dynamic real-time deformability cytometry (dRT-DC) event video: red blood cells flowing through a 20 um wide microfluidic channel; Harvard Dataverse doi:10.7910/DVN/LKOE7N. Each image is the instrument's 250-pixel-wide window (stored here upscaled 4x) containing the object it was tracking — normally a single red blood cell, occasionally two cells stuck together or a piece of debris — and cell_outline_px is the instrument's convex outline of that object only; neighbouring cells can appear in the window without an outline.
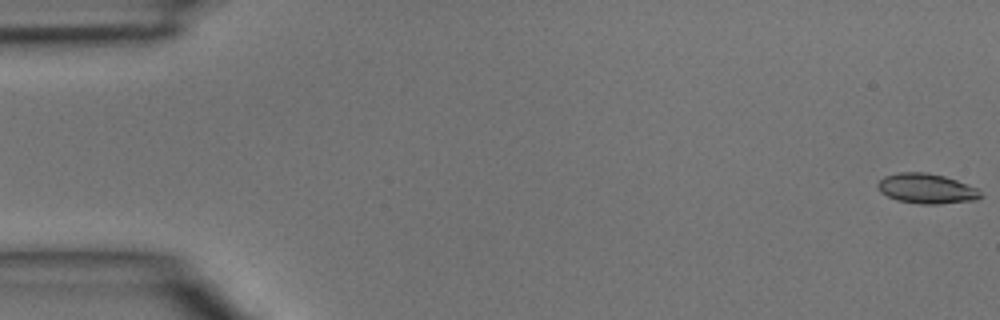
{"species": "common noctule bat (a hibernating species)", "species_latin": "Nyctalus noctula", "temperature_condition": "room temperature", "stored_images_in_passage": 45, "camera_frame_rate_fps": 3000, "um_per_image_px": 0.085, "animal": {"sex": "male", "body_mass_g": 15.6}, "frame": {"image": 1, "passage_image": 1, "time_ms": 0.0, "image_size_px": [1000, 320], "cell_outline_px": [[984, 196], [976, 200], [936, 204], [920, 204], [896, 200], [880, 192], [876, 188], [876, 184], [884, 176], [900, 172], [924, 172], [944, 176], [980, 188]], "centroid_in_image_um": [78.78, 16.03], "position_along_channel_um": 6.2, "area_um2": 18.21}}
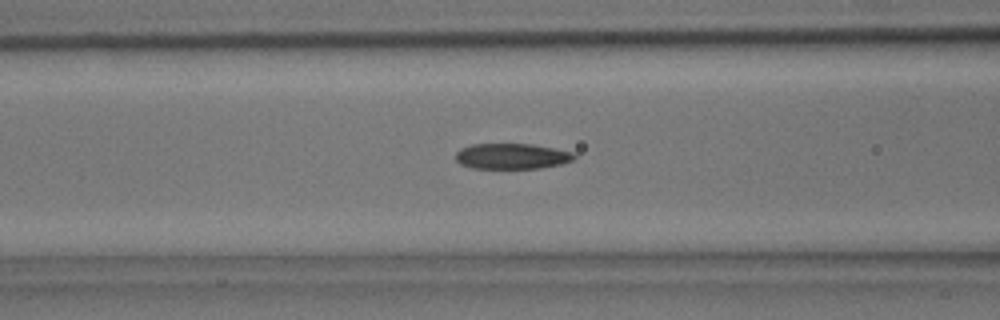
{"frame": {"image": 2, "passage_image": 18, "time_ms": 5.667, "image_size_px": [1000, 320], "cell_outline_px": [[576, 156], [572, 160], [560, 164], [540, 168], [472, 168], [460, 164], [456, 160], [456, 152], [460, 148], [472, 144], [532, 144], [576, 152]], "centroid_in_image_um": [43.51, 13.27], "position_along_channel_um": 123.1, "area_um2": 17.74}}
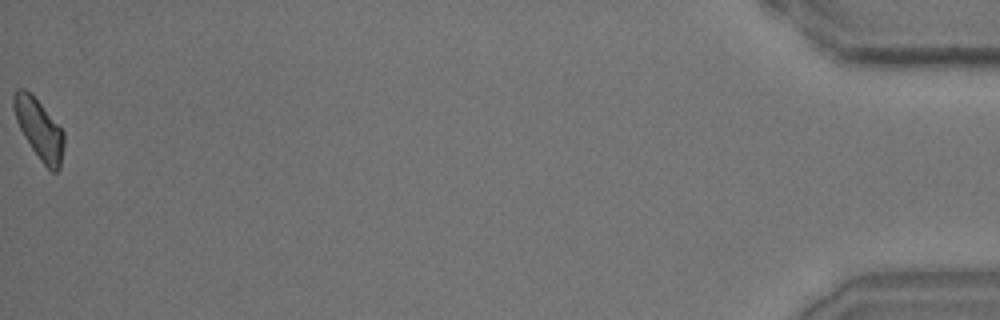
{"frame": {"image": 3, "passage_image": 45, "time_ms": 14.667, "image_size_px": [1000, 320], "cell_outline_px": [[64, 144], [60, 168], [56, 172], [52, 172], [40, 160], [24, 136], [16, 120], [12, 108], [12, 96], [20, 88], [24, 88], [40, 104], [64, 132]], "centroid_in_image_um": [3.32, 10.99], "position_along_channel_um": 431.9, "area_um2": 17.17}}